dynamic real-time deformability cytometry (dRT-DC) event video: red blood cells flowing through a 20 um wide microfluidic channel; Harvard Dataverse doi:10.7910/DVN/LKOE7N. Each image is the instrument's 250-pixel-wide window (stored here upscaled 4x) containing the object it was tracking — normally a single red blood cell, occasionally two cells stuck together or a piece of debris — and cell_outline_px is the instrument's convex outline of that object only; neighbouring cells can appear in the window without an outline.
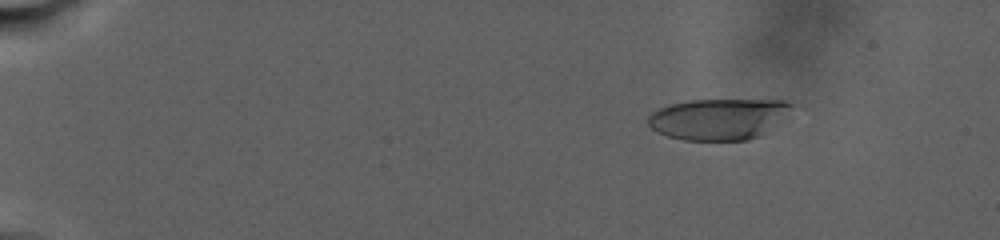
{"species": "human", "species_latin": "Homo sapiens", "temperature_condition": "warm", "stored_images_in_passage": 56, "camera_frame_rate_fps": 3000, "um_per_image_px": 0.085, "donor": {"sex": "male"}, "frame": {"image": 1, "passage_image": 11, "time_ms": 4.333, "image_size_px": [1000, 240], "cell_outline_px": [[792, 104], [760, 136], [744, 140], [684, 140], [668, 136], [656, 132], [648, 124], [648, 116], [652, 112], [668, 104], [692, 100], [784, 100]], "centroid_in_image_um": [60.93, 10.11], "position_along_channel_um": 24.1, "area_um2": 33.52}}
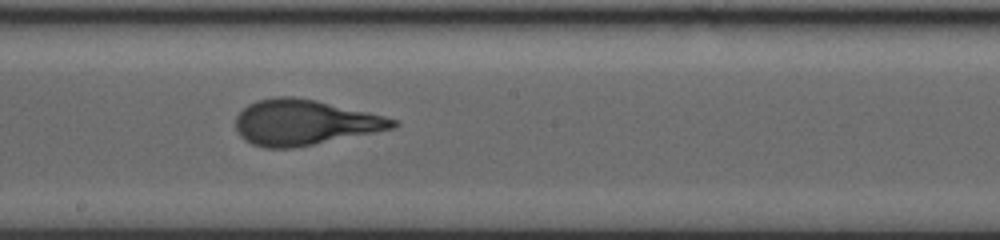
{"frame": {"image": 2, "passage_image": 37, "time_ms": 18.333, "image_size_px": [1000, 240], "cell_outline_px": [[400, 124], [396, 128], [292, 148], [264, 148], [252, 144], [244, 140], [240, 136], [236, 128], [236, 116], [248, 104], [256, 100], [276, 96], [292, 96], [316, 100], [368, 112], [384, 116], [396, 120]], "centroid_in_image_um": [25.85, 10.4], "position_along_channel_um": 222.3, "area_um2": 41.5}}
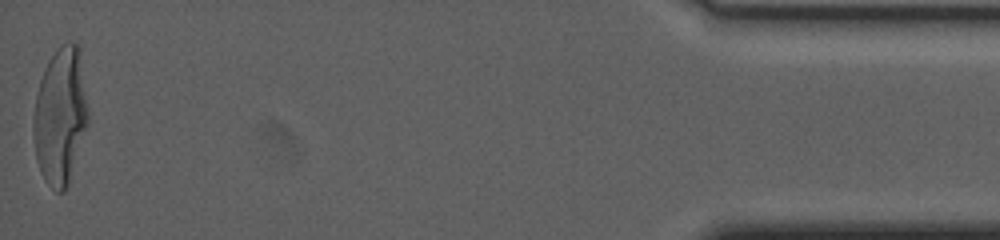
{"frame": {"image": 3, "passage_image": 56, "time_ms": 30.333, "image_size_px": [1000, 240], "cell_outline_px": [[88, 124], [68, 184], [64, 192], [56, 192], [44, 180], [40, 172], [36, 160], [32, 132], [32, 124], [36, 96], [40, 80], [44, 68], [48, 60], [56, 48], [60, 44], [68, 40], [76, 44], [80, 48], [88, 108]], "centroid_in_image_um": [5.12, 9.83], "position_along_channel_um": 430.1, "area_um2": 44.16}, "authors_computed_cell_mechanics": {"area_um2": 39.7953, "velocity_mm_per_s": 2.3724, "shape_relaxation_time_tau1_ms": 8.1594, "shape_relaxation_time_tau2_ms": null, "deformation_change_tau1": 0.2747, "deformation_change_tau2": null}}